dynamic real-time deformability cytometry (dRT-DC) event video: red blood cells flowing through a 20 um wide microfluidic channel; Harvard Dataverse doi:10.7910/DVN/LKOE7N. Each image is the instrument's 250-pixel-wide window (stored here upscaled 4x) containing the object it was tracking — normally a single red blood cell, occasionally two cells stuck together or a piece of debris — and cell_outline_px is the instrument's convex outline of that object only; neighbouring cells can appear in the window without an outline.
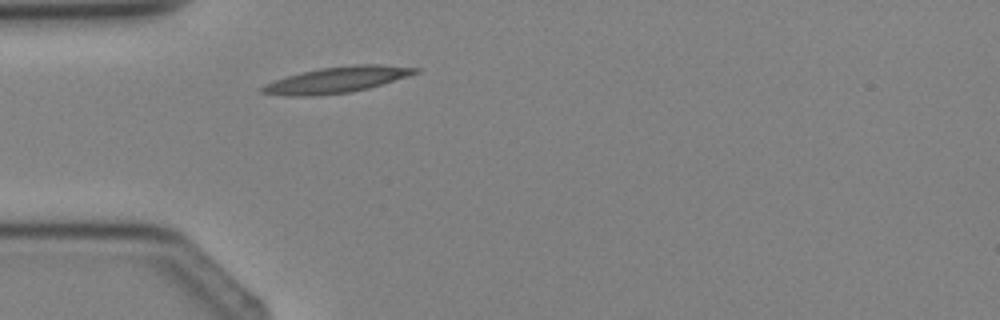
{"species": "Egyptian fruit bat (a non-hibernating species)", "species_latin": "Rousettus aegyptiacus", "temperature_condition": "cold", "stored_images_in_passage": 2, "camera_frame_rate_fps": 3000, "um_per_image_px": 0.085, "animal": {"sex": "female"}, "frame": {"image": 1, "passage_image": 2, "time_ms": 1.333, "image_size_px": [1000, 320], "cell_outline_px": [[420, 72], [368, 88], [352, 92], [312, 96], [284, 96], [260, 92], [260, 88], [264, 84], [300, 72], [320, 68], [356, 64], [380, 64], [420, 68]], "centroid_in_image_um": [28.62, 6.78], "position_along_channel_um": 56.4, "area_um2": 23.12}}